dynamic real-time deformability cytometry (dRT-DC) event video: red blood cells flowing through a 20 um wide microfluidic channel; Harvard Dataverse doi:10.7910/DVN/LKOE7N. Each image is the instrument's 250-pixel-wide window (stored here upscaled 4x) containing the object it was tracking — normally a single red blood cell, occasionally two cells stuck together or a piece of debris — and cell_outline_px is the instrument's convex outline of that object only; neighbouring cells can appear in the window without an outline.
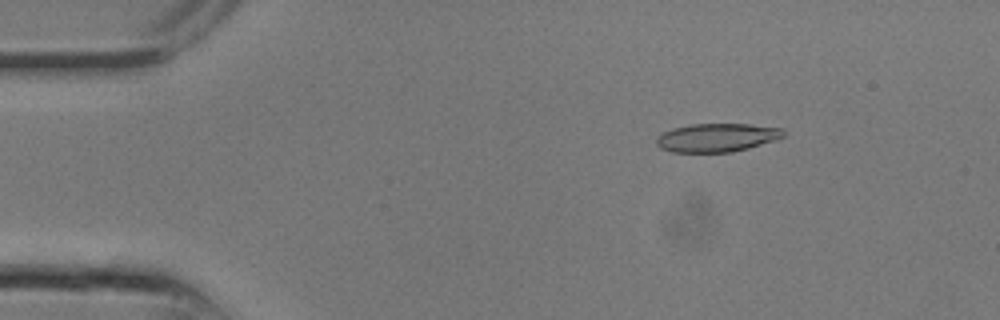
{"species": "common noctule bat (a hibernating species)", "species_latin": "Nyctalus noctula", "temperature_condition": "room temperature", "stored_images_in_passage": 25, "camera_frame_rate_fps": 3000, "um_per_image_px": 0.085, "animal": {"sex": "male", "body_mass_g": 13.3}, "frame": {"image": 1, "passage_image": 4, "time_ms": 1.0, "image_size_px": [1000, 320], "cell_outline_px": [[784, 136], [748, 148], [732, 152], [672, 152], [660, 148], [656, 144], [656, 136], [672, 128], [692, 124], [748, 124], [784, 128]], "centroid_in_image_um": [60.89, 11.69], "position_along_channel_um": 24.1, "area_um2": 20.98}}
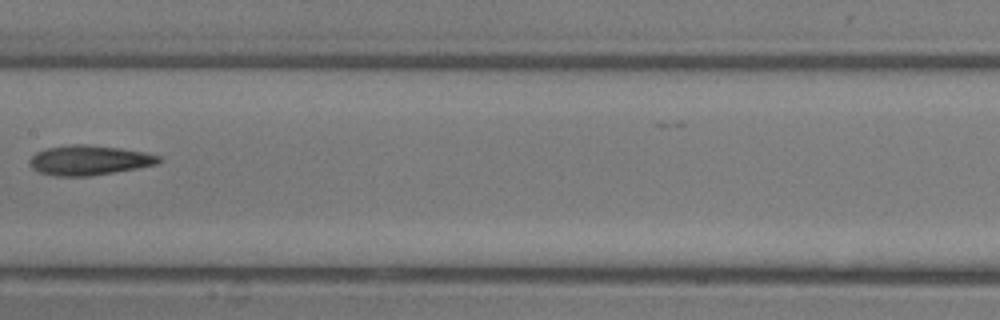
{"frame": {"image": 2, "passage_image": 13, "time_ms": 4.0, "image_size_px": [1000, 320], "cell_outline_px": [[164, 160], [156, 164], [136, 168], [92, 176], [56, 176], [40, 172], [32, 168], [28, 164], [28, 160], [36, 152], [44, 148], [72, 144], [84, 144], [120, 148], [144, 152], [160, 156]], "centroid_in_image_um": [7.55, 13.61], "position_along_channel_um": 199.8, "area_um2": 22.48}}
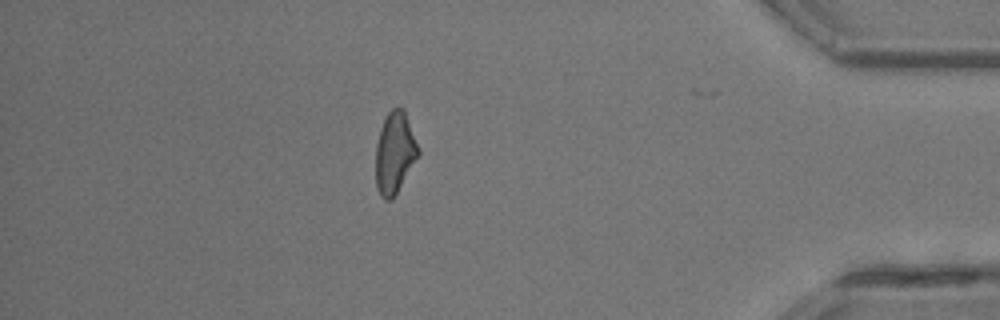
{"frame": {"image": 3, "passage_image": 22, "time_ms": 7.0, "image_size_px": [1000, 320], "cell_outline_px": [[420, 152], [392, 200], [384, 200], [380, 196], [376, 188], [376, 144], [380, 128], [388, 112], [392, 108], [404, 108], [420, 148]], "centroid_in_image_um": [33.55, 12.98], "position_along_channel_um": 401.7, "area_um2": 20.23}}